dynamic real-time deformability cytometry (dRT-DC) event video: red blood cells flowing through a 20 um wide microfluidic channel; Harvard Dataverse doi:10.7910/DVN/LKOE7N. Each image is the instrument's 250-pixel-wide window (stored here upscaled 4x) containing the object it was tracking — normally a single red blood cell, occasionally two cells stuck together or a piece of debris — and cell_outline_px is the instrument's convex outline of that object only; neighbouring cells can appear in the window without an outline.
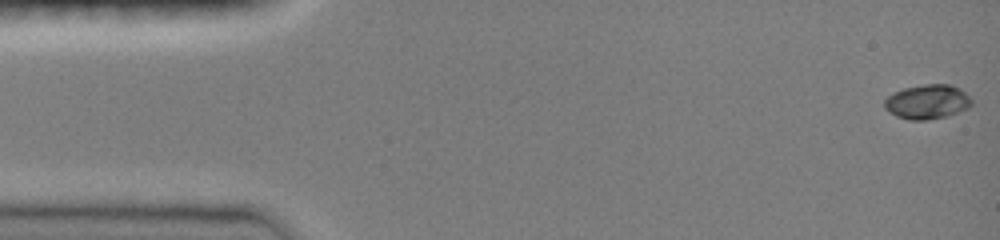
{"species": "common noctule bat (a hibernating species)", "species_latin": "Nyctalus noctula", "temperature_condition": "room temperature", "stored_images_in_passage": 48, "camera_frame_rate_fps": 3000, "um_per_image_px": 0.085, "animal": {"sex": "female", "body_mass_g": 19.0, "forearm_length_mm": 51.5}, "frame": {"image": 1, "passage_image": 1, "time_ms": 0.0, "image_size_px": [1000, 240], "cell_outline_px": [[972, 104], [968, 108], [944, 116], [928, 120], [908, 120], [896, 116], [888, 112], [884, 108], [884, 100], [892, 92], [904, 88], [924, 84], [948, 84], [960, 88], [972, 100]], "centroid_in_image_um": [78.78, 8.65], "position_along_channel_um": 6.2, "area_um2": 17.51}}
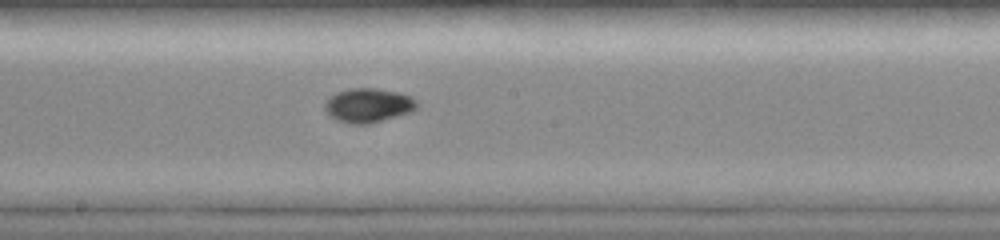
{"frame": {"image": 2, "passage_image": 26, "time_ms": 8.333, "image_size_px": [1000, 240], "cell_outline_px": [[420, 104], [412, 112], [368, 124], [352, 124], [336, 120], [328, 116], [324, 108], [324, 104], [336, 92], [348, 88], [376, 88], [396, 92], [412, 96]], "centroid_in_image_um": [31.31, 8.96], "position_along_channel_um": 216.9, "area_um2": 18.5}}
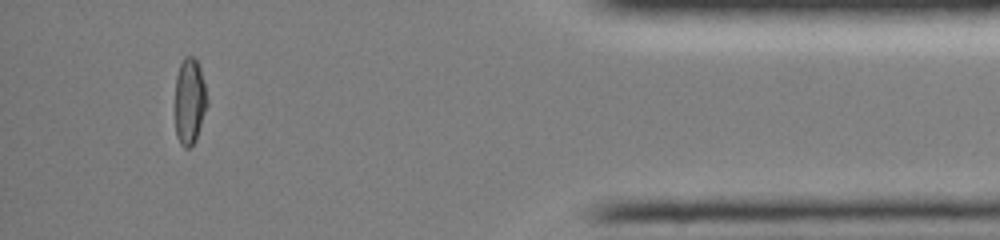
{"frame": {"image": 3, "passage_image": 44, "time_ms": 14.333, "image_size_px": [1000, 240], "cell_outline_px": [[208, 104], [196, 140], [188, 148], [184, 148], [180, 144], [176, 136], [176, 76], [180, 64], [184, 56], [192, 56], [196, 60], [200, 68], [208, 100]], "centroid_in_image_um": [16.12, 8.62], "position_along_channel_um": 419.1, "area_um2": 16.07}, "authors_computed_cell_mechanics": {"area_um2": 16.9354, "velocity_mm_per_s": 4.0456, "shape_relaxation_time_tau1_ms": 3.7638, "shape_relaxation_time_tau2_ms": 3.1301, "deformation_change_tau1": 0.1531, "deformation_change_tau2": 0.034}}